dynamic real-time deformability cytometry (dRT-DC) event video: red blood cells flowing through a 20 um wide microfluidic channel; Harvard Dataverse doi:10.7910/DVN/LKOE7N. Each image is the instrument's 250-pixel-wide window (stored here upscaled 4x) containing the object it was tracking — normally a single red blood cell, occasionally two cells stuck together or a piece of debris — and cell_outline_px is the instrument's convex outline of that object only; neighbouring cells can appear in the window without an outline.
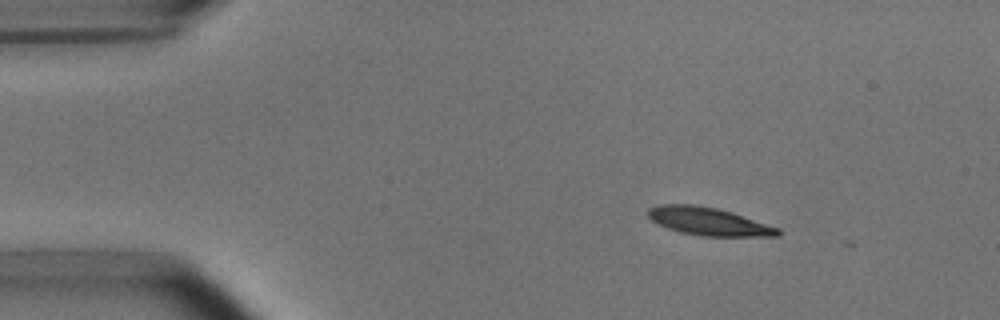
{"species": "common noctule bat (a hibernating species)", "species_latin": "Nyctalus noctula", "temperature_condition": "room temperature", "stored_images_in_passage": 4, "camera_frame_rate_fps": 3000, "um_per_image_px": 0.085, "animal": {"sex": "male", "body_mass_g": 15.6}, "frame": {"image": 1, "passage_image": 2, "time_ms": 1.333, "image_size_px": [1000, 320], "cell_outline_px": [[780, 236], [704, 236], [680, 232], [668, 228], [652, 220], [648, 216], [648, 208], [660, 204], [696, 204], [716, 208], [732, 212], [780, 228]], "centroid_in_image_um": [60.24, 18.81], "position_along_channel_um": 24.8, "area_um2": 21.04}}